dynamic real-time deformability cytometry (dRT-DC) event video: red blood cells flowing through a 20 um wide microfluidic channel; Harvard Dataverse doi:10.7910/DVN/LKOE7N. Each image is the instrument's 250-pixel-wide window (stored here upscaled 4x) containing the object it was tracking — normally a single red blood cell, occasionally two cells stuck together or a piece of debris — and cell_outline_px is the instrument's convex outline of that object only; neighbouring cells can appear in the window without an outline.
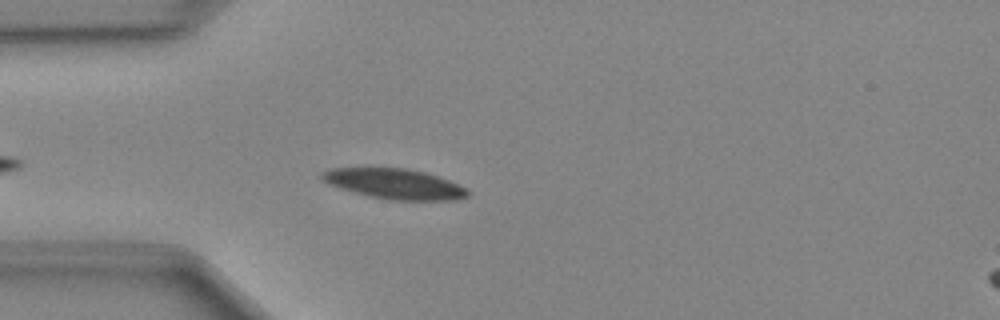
{"species": "Egyptian fruit bat (a non-hibernating species)", "species_latin": "Rousettus aegyptiacus", "temperature_condition": "cold", "stored_images_in_passage": 36, "camera_frame_rate_fps": 3000, "um_per_image_px": 0.085, "animal": {"sex": "female"}, "frame": {"image": 1, "passage_image": 6, "time_ms": 1.667, "image_size_px": [1000, 320], "cell_outline_px": [[468, 196], [452, 200], [388, 200], [368, 196], [340, 188], [328, 184], [320, 176], [320, 172], [328, 168], [364, 164], [368, 164], [408, 168], [424, 172], [448, 180], [468, 188]], "centroid_in_image_um": [33.4, 15.56], "position_along_channel_um": 51.6, "area_um2": 26.88}}
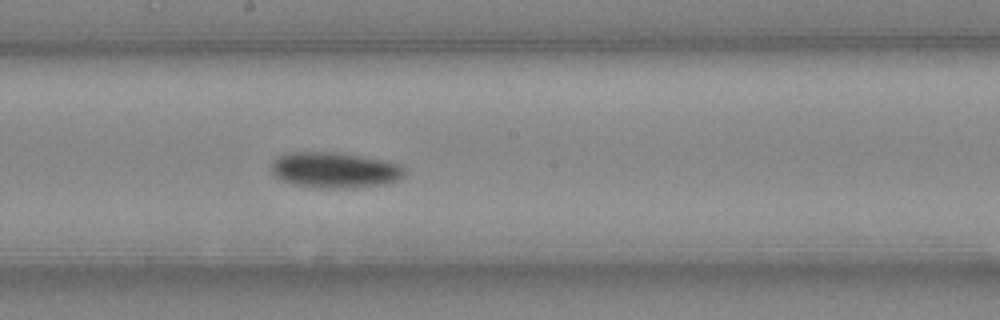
{"frame": {"image": 2, "passage_image": 19, "time_ms": 6.0, "image_size_px": [1000, 320], "cell_outline_px": [[404, 176], [400, 180], [384, 184], [352, 188], [320, 188], [292, 184], [280, 180], [272, 172], [272, 160], [276, 156], [288, 152], [340, 152], [384, 160], [400, 164], [404, 168]], "centroid_in_image_um": [28.44, 14.45], "position_along_channel_um": 219.8, "area_um2": 28.09}}
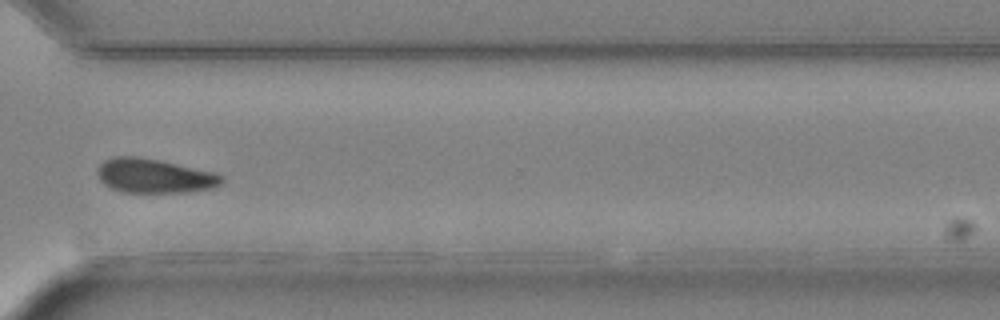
{"frame": {"image": 3, "passage_image": 29, "time_ms": 9.333, "image_size_px": [1000, 320], "cell_outline_px": [[224, 180], [220, 184], [212, 188], [192, 192], [124, 192], [112, 188], [104, 184], [100, 180], [96, 172], [96, 168], [104, 160], [112, 156], [136, 156], [160, 160], [216, 172], [224, 176]], "centroid_in_image_um": [13.12, 14.94], "position_along_channel_um": 357.5, "area_um2": 25.09}}